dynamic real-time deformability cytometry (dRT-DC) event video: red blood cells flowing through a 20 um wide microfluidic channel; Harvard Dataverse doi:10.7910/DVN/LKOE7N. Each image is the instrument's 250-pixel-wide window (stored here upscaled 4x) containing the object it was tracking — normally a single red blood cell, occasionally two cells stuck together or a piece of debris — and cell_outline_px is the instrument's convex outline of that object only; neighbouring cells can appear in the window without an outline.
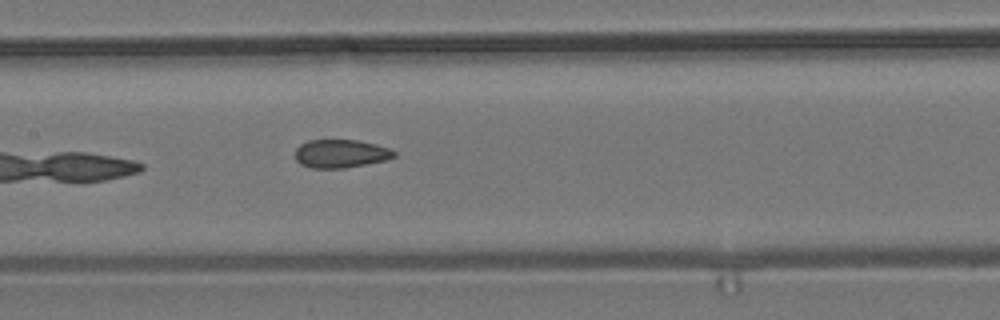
{"species": "common noctule bat (a hibernating species)", "species_latin": "Nyctalus noctula", "temperature_condition": "room temperature", "stored_images_in_passage": 8, "camera_frame_rate_fps": 3000, "um_per_image_px": 0.085, "animal": {"sex": "male", "body_mass_g": 19.2, "forearm_length_mm": 51.8}, "frame": {"image": 1, "passage_image": 8, "time_ms": 8.333, "image_size_px": [1000, 320], "cell_outline_px": [[396, 156], [388, 160], [344, 168], [312, 168], [300, 164], [296, 160], [296, 148], [300, 144], [308, 140], [360, 140], [376, 144], [388, 148], [396, 152]], "centroid_in_image_um": [28.98, 13.06], "position_along_channel_um": 178.4, "area_um2": 16.42}}